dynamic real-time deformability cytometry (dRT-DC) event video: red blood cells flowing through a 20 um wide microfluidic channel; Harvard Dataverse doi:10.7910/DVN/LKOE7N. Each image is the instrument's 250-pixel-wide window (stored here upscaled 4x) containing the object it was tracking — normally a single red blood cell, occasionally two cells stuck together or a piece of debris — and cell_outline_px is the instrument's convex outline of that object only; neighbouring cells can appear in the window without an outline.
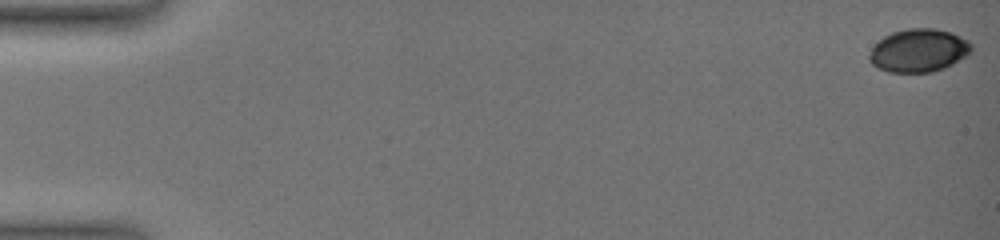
{"species": "common noctule bat (a hibernating species)", "species_latin": "Nyctalus noctula", "temperature_condition": "warm", "stored_images_in_passage": 93, "camera_frame_rate_fps": 3000, "um_per_image_px": 0.085, "animal": {"sex": "female", "body_mass_g": 19.0, "forearm_length_mm": 51.5}, "frame": {"image": 1, "passage_image": 1, "time_ms": 0.0, "image_size_px": [1000, 240], "cell_outline_px": [[972, 48], [964, 56], [952, 64], [944, 68], [932, 72], [888, 72], [872, 64], [868, 60], [868, 56], [872, 48], [884, 36], [892, 32], [908, 28], [936, 28], [952, 32], [968, 40], [972, 44]], "centroid_in_image_um": [78.08, 4.28], "position_along_channel_um": 6.9, "area_um2": 25.55}}
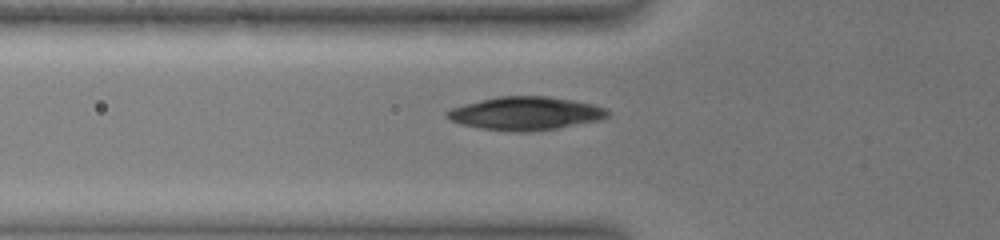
{"frame": {"image": 2, "passage_image": 39, "time_ms": 6.667, "image_size_px": [1000, 240], "cell_outline_px": [[608, 116], [600, 120], [560, 128], [528, 132], [512, 132], [480, 128], [460, 124], [444, 116], [444, 112], [452, 108], [464, 104], [480, 100], [500, 96], [548, 96], [572, 100], [592, 104], [608, 108]], "centroid_in_image_um": [44.67, 9.65], "position_along_channel_um": 81.1, "area_um2": 31.33}}
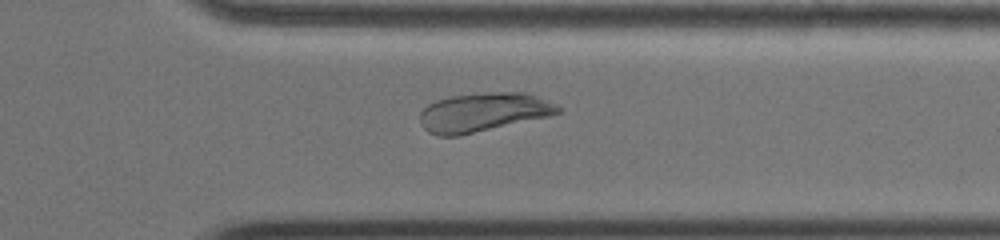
{"frame": {"image": 3, "passage_image": 75, "time_ms": 14.333, "image_size_px": [1000, 240], "cell_outline_px": [[564, 112], [548, 116], [456, 136], [440, 136], [428, 132], [420, 124], [420, 112], [428, 104], [436, 100], [452, 96], [492, 92], [528, 92], [556, 104], [564, 108]], "centroid_in_image_um": [41.1, 9.53], "position_along_channel_um": 370.3, "area_um2": 31.15}, "authors_computed_cell_mechanics": {"area_um2": 29.189, "velocity_mm_per_s": 3.7703, "shape_relaxation_time_tau1_ms": null, "shape_relaxation_time_tau2_ms": 3.7833, "deformation_change_tau1": null, "deformation_change_tau2": 0.078}}